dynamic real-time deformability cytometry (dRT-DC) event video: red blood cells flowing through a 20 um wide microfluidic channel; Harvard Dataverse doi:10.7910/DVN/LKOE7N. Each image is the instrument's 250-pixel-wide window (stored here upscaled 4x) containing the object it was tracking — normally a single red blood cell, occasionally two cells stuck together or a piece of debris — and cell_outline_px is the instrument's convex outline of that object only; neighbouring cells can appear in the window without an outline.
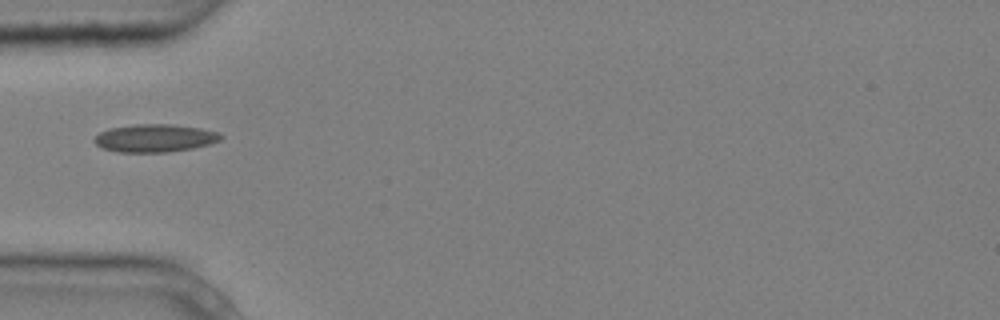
{"species": "common noctule bat (a hibernating species)", "species_latin": "Nyctalus noctula", "temperature_condition": "cold", "stored_images_in_passage": 5, "camera_frame_rate_fps": 3000, "um_per_image_px": 0.085, "animal": {"sex": "male", "body_mass_g": 20.4}, "frame": {"image": 1, "passage_image": 2, "time_ms": 0.333, "image_size_px": [1000, 320], "cell_outline_px": [[224, 136], [220, 140], [208, 144], [192, 148], [164, 152], [116, 152], [104, 148], [96, 144], [92, 140], [100, 132], [108, 128], [136, 124], [172, 124], [200, 128], [220, 132]], "centroid_in_image_um": [13.16, 11.73], "position_along_channel_um": 71.8, "area_um2": 20.52}}
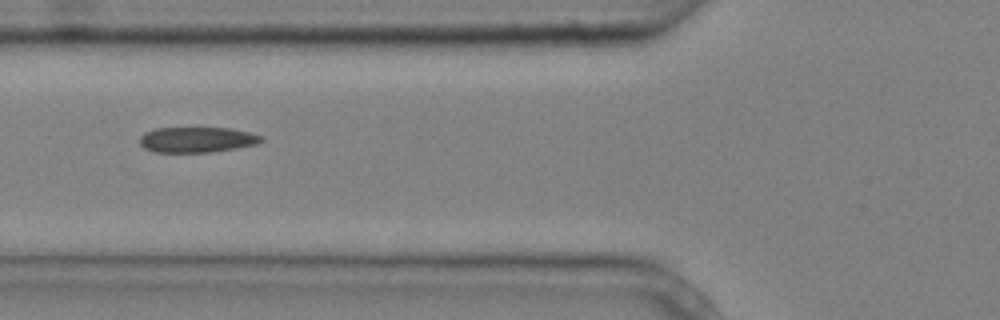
{"frame": {"image": 2, "passage_image": 3, "time_ms": 0.667, "image_size_px": [1000, 320], "cell_outline_px": [[264, 140], [256, 144], [236, 148], [212, 152], [152, 152], [144, 148], [140, 144], [140, 136], [144, 132], [156, 128], [228, 128], [248, 132], [264, 136]], "centroid_in_image_um": [16.73, 11.87], "position_along_channel_um": 109.1, "area_um2": 18.09}}